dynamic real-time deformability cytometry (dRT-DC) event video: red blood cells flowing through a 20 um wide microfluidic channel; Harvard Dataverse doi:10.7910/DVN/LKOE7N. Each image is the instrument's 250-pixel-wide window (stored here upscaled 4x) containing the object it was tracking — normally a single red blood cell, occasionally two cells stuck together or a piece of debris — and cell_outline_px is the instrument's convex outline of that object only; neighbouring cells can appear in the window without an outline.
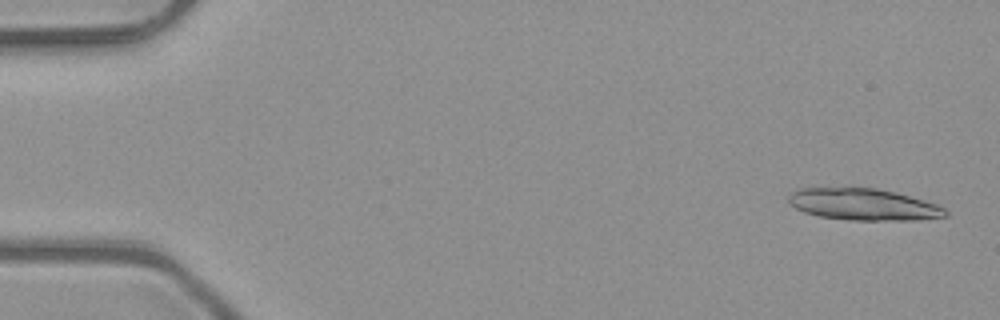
{"species": "common noctule bat (a hibernating species)", "species_latin": "Nyctalus noctula", "temperature_condition": "room temperature", "stored_images_in_passage": 6, "camera_frame_rate_fps": 3000, "um_per_image_px": 0.085, "animal": {"sex": "male", "body_mass_g": 23.1, "forearm_length_mm": 52.7}, "frame": {"image": 1, "passage_image": 1, "time_ms": 0.0, "image_size_px": [1000, 320], "cell_outline_px": [[948, 216], [920, 220], [848, 220], [820, 216], [804, 212], [796, 208], [788, 200], [788, 192], [796, 188], [852, 184], [876, 188], [896, 192], [924, 200], [936, 204], [944, 208], [948, 212]], "centroid_in_image_um": [73.32, 17.32], "position_along_channel_um": 11.7, "area_um2": 30.23}}
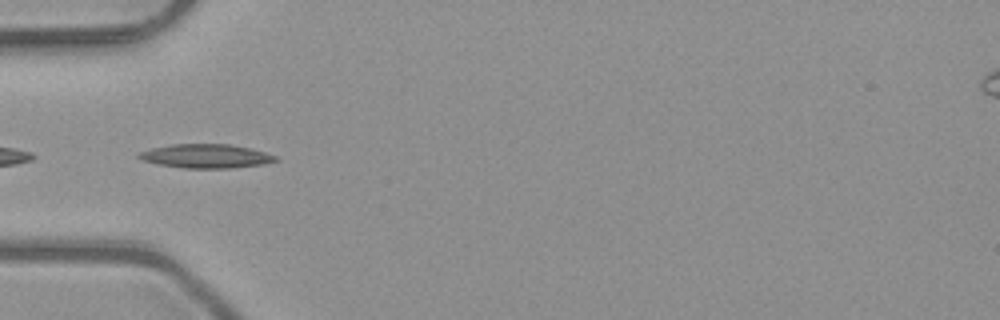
{"frame": {"image": 2, "passage_image": 5, "time_ms": 1.333, "image_size_px": [1000, 320], "cell_outline_px": [[280, 160], [264, 164], [228, 168], [184, 168], [160, 164], [144, 160], [136, 156], [140, 152], [152, 148], [172, 144], [228, 144], [248, 148], [264, 152], [276, 156]], "centroid_in_image_um": [17.53, 13.27], "position_along_channel_um": 67.5, "area_um2": 18.79}}
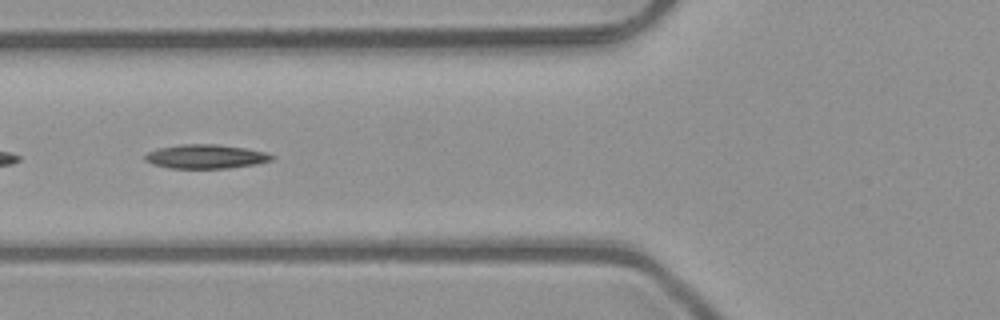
{"frame": {"image": 3, "passage_image": 6, "time_ms": 1.667, "image_size_px": [1000, 320], "cell_outline_px": [[276, 156], [272, 160], [256, 164], [228, 168], [168, 168], [152, 164], [144, 160], [144, 156], [148, 152], [160, 148], [180, 144], [216, 144], [244, 148], [268, 152]], "centroid_in_image_um": [17.5, 13.3], "position_along_channel_um": 108.3, "area_um2": 17.8}}